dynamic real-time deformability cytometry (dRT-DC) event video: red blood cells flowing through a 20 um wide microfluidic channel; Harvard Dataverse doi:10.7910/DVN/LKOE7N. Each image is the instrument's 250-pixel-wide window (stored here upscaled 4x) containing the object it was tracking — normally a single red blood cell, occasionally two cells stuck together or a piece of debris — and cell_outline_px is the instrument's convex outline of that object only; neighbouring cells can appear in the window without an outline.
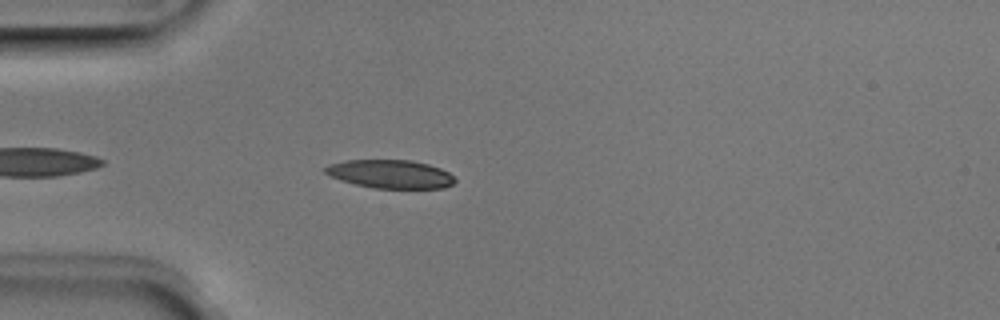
{"species": "Egyptian fruit bat (a non-hibernating species)", "species_latin": "Rousettus aegyptiacus", "temperature_condition": "room temperature", "stored_images_in_passage": 20, "camera_frame_rate_fps": 3000, "um_per_image_px": 0.085, "animal": {"sex": "male"}, "frame": {"image": 1, "passage_image": 4, "time_ms": 1.0, "image_size_px": [1000, 320], "cell_outline_px": [[456, 180], [452, 184], [444, 188], [376, 188], [356, 184], [340, 180], [324, 172], [324, 168], [328, 164], [344, 160], [412, 160], [428, 164], [440, 168], [448, 172]], "centroid_in_image_um": [33.17, 14.78], "position_along_channel_um": 51.8, "area_um2": 21.39}}
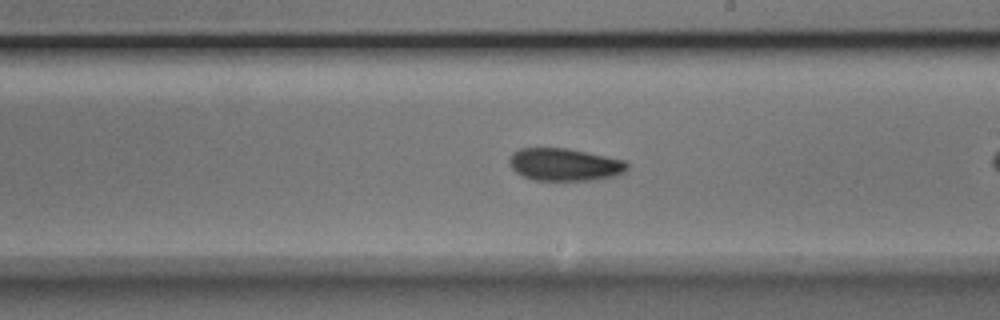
{"frame": {"image": 2, "passage_image": 16, "time_ms": 5.0, "image_size_px": [1000, 320], "cell_outline_px": [[628, 168], [624, 172], [616, 176], [592, 180], [532, 180], [516, 172], [512, 168], [508, 160], [512, 152], [520, 148], [568, 148], [624, 160], [628, 164]], "centroid_in_image_um": [47.98, 13.98], "position_along_channel_um": 241.0, "area_um2": 22.37}}
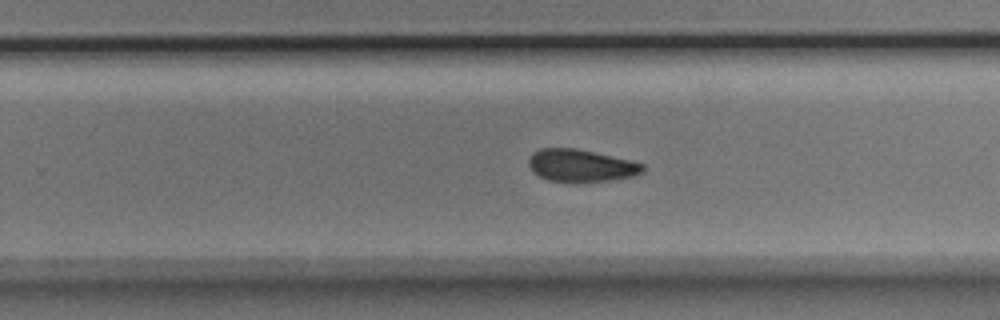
{"frame": {"image": 3, "passage_image": 19, "time_ms": 6.0, "image_size_px": [1000, 320], "cell_outline_px": [[644, 172], [632, 176], [608, 180], [548, 180], [532, 172], [528, 164], [528, 160], [532, 152], [540, 148], [576, 148], [632, 160], [644, 164]], "centroid_in_image_um": [49.37, 14.03], "position_along_channel_um": 280.4, "area_um2": 21.15}}